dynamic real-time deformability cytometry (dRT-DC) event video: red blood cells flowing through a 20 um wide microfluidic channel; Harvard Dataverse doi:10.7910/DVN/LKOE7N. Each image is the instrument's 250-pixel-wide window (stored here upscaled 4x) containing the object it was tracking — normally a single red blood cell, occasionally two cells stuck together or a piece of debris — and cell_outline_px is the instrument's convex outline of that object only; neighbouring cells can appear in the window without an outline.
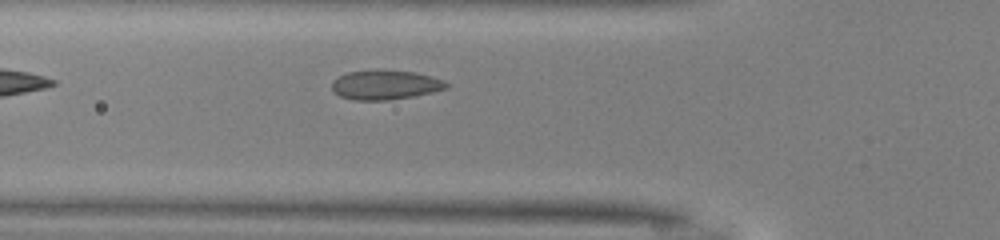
{"species": "common noctule bat (a hibernating species)", "species_latin": "Nyctalus noctula", "temperature_condition": "warm", "stored_images_in_passage": 23, "camera_frame_rate_fps": 3000, "um_per_image_px": 0.085, "animal": {"sex": "male", "body_mass_g": 13.0, "forearm_length_mm": 53.1}, "frame": {"image": 1, "passage_image": 2, "time_ms": 0.333, "image_size_px": [1000, 240], "cell_outline_px": [[448, 88], [432, 92], [412, 96], [388, 100], [356, 100], [340, 96], [332, 88], [332, 80], [348, 72], [376, 68], [384, 68], [416, 72], [432, 76], [444, 80], [448, 84]], "centroid_in_image_um": [32.76, 7.17], "position_along_channel_um": 93.0, "area_um2": 20.0}}
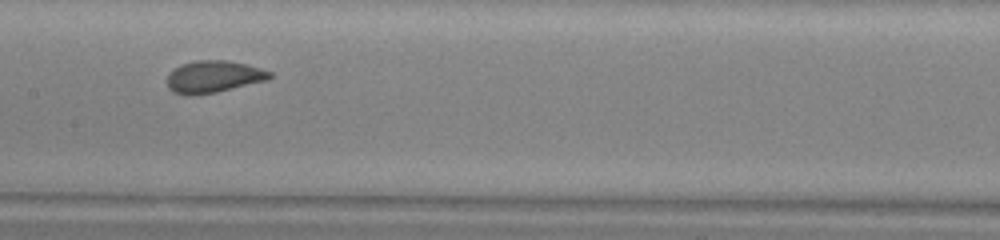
{"frame": {"image": 2, "passage_image": 9, "time_ms": 2.667, "image_size_px": [1000, 240], "cell_outline_px": [[272, 76], [268, 80], [216, 92], [192, 96], [172, 92], [168, 88], [168, 72], [180, 64], [196, 60], [228, 60], [248, 64], [272, 72]], "centroid_in_image_um": [18.14, 6.51], "position_along_channel_um": 189.3, "area_um2": 19.36}}
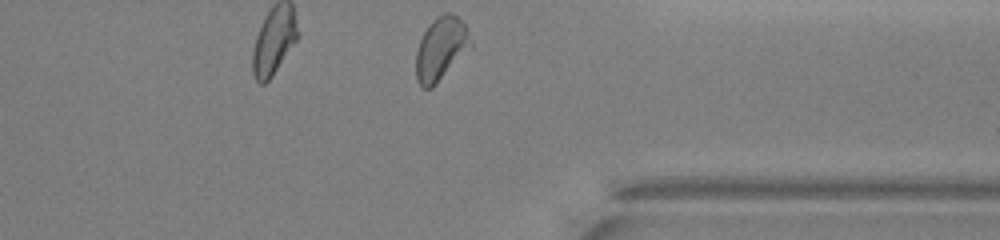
{"frame": {"image": 3, "passage_image": 23, "time_ms": 7.333, "image_size_px": [1000, 240], "cell_outline_px": [[472, 44], [436, 84], [432, 88], [424, 88], [416, 80], [416, 52], [420, 40], [428, 24], [432, 20], [448, 12], [452, 12], [464, 20], [472, 40]], "centroid_in_image_um": [37.48, 4.1], "position_along_channel_um": 373.9, "area_um2": 19.94}}